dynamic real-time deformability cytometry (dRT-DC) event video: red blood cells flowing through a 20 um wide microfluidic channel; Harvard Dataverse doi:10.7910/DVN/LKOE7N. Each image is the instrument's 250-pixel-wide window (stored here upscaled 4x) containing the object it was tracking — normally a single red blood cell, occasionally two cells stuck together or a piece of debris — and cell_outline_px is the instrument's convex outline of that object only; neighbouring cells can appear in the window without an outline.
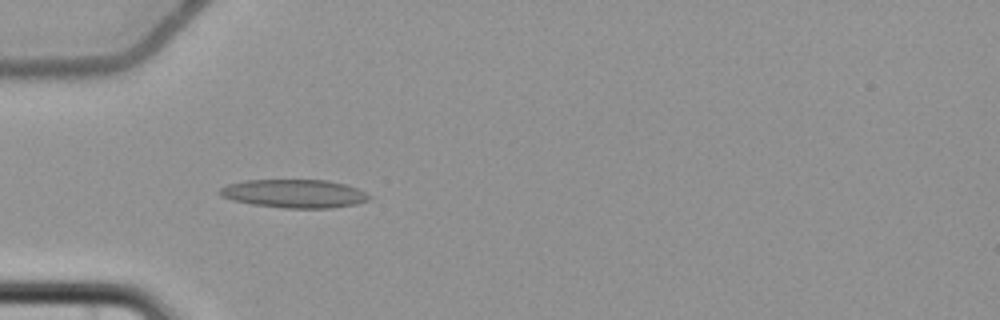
{"species": "common noctule bat (a hibernating species)", "species_latin": "Nyctalus noctula", "temperature_condition": "cold", "stored_images_in_passage": 6, "camera_frame_rate_fps": 3000, "um_per_image_px": 0.085, "animal": {"sex": "female", "body_mass_g": 22.7, "forearm_length_mm": 54.2}, "frame": {"image": 1, "passage_image": 5, "time_ms": 4.667, "image_size_px": [1000, 320], "cell_outline_px": [[372, 196], [368, 200], [356, 204], [332, 208], [284, 208], [252, 204], [232, 200], [220, 196], [220, 188], [228, 184], [244, 180], [328, 180], [344, 184], [356, 188]], "centroid_in_image_um": [25.01, 16.46], "position_along_channel_um": 60.0, "area_um2": 24.68}}